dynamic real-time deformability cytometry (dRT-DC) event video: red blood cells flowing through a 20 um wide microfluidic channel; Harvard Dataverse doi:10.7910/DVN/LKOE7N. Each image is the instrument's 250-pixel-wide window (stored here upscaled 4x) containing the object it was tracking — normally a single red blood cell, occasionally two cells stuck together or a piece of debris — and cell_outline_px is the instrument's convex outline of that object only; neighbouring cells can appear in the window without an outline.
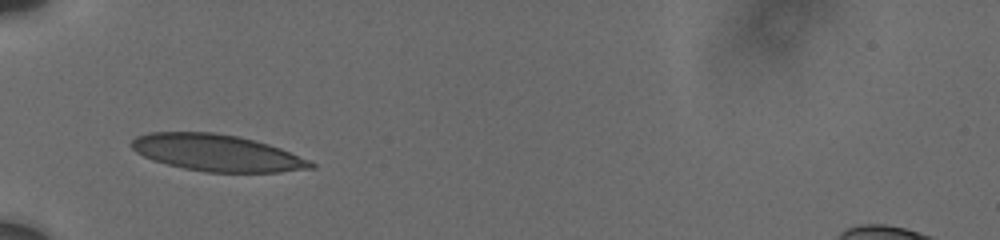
{"species": "human", "species_latin": "Homo sapiens", "temperature_condition": "cold", "stored_images_in_passage": 35, "camera_frame_rate_fps": 3000, "um_per_image_px": 0.085, "donor": {"sex": "male"}, "frame": {"image": 1, "passage_image": 1, "time_ms": 0.0, "image_size_px": [1000, 240], "cell_outline_px": [[316, 168], [280, 172], [204, 172], [184, 168], [152, 160], [136, 152], [132, 148], [132, 140], [136, 136], [148, 132], [216, 132], [240, 136], [268, 144], [280, 148], [308, 160], [316, 164]], "centroid_in_image_um": [18.43, 12.99], "position_along_channel_um": 66.6, "area_um2": 38.32}}
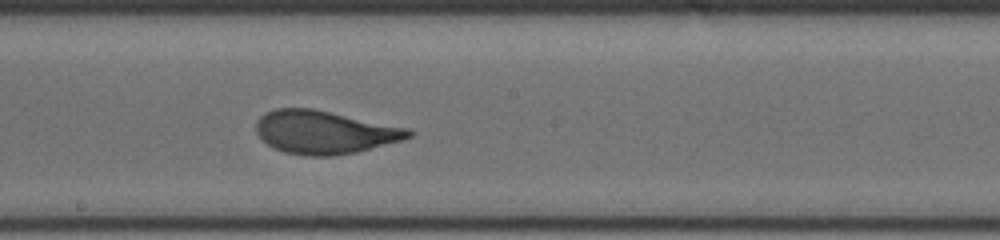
{"frame": {"image": 2, "passage_image": 20, "time_ms": 4.333, "image_size_px": [1000, 240], "cell_outline_px": [[412, 136], [400, 140], [356, 152], [332, 156], [304, 156], [284, 152], [268, 144], [256, 132], [256, 120], [260, 116], [276, 108], [312, 108], [408, 128], [412, 132]], "centroid_in_image_um": [27.55, 11.23], "position_along_channel_um": 220.7, "area_um2": 37.92}}
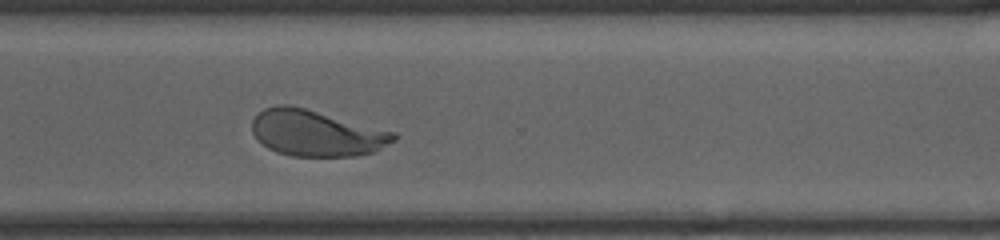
{"frame": {"image": 3, "passage_image": 34, "time_ms": 7.667, "image_size_px": [1000, 240], "cell_outline_px": [[396, 140], [376, 152], [356, 156], [292, 156], [276, 152], [268, 148], [252, 132], [252, 120], [264, 108], [276, 104], [288, 104], [304, 108], [396, 132]], "centroid_in_image_um": [26.91, 11.32], "position_along_channel_um": 343.7, "area_um2": 38.03}}